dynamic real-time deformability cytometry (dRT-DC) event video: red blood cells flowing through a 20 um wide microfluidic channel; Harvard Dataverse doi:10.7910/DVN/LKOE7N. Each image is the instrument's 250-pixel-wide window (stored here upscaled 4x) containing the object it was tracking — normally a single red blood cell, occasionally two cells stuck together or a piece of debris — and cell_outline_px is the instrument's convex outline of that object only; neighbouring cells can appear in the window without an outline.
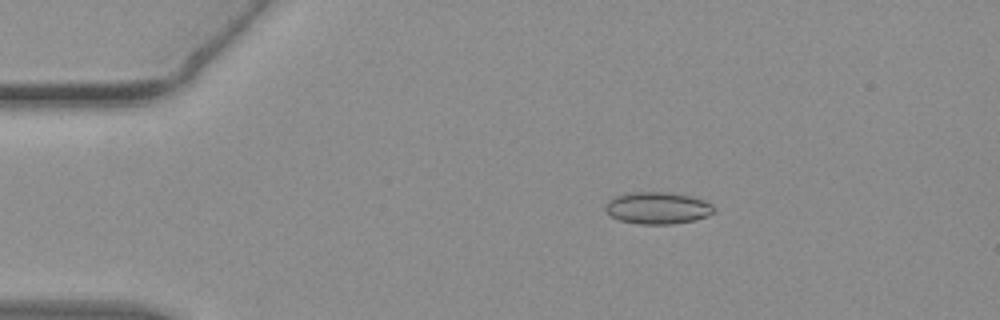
{"species": "common noctule bat (a hibernating species)", "species_latin": "Nyctalus noctula", "temperature_condition": "warm", "stored_images_in_passage": 54, "camera_frame_rate_fps": 3000, "um_per_image_px": 0.085, "animal": {"sex": "female", "body_mass_g": 19.3, "forearm_length_mm": 54.1}, "frame": {"image": 1, "passage_image": 10, "time_ms": 3.0, "image_size_px": [1000, 320], "cell_outline_px": [[716, 208], [708, 216], [696, 220], [672, 224], [636, 224], [620, 220], [612, 216], [604, 208], [608, 200], [616, 196], [628, 192], [672, 192], [692, 196], [704, 200], [712, 204]], "centroid_in_image_um": [55.92, 17.67], "position_along_channel_um": 29.1, "area_um2": 20.4}}
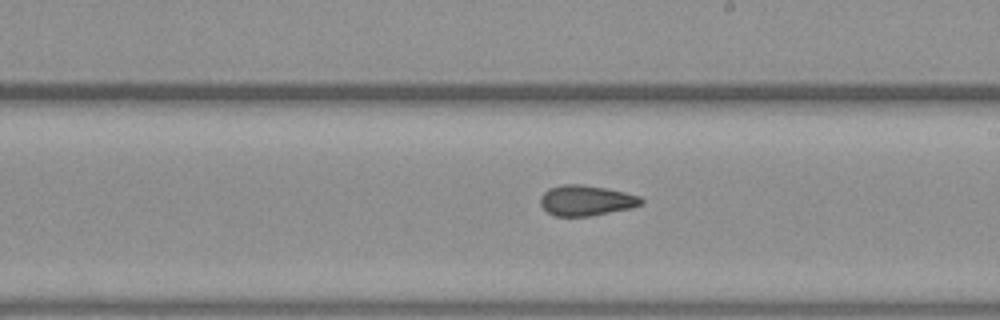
{"frame": {"image": 2, "passage_image": 31, "time_ms": 10.0, "image_size_px": [1000, 320], "cell_outline_px": [[644, 200], [640, 204], [632, 208], [588, 216], [556, 216], [548, 212], [540, 204], [540, 196], [548, 188], [564, 184], [584, 184], [624, 192], [640, 196]], "centroid_in_image_um": [49.8, 17.03], "position_along_channel_um": 239.2, "area_um2": 17.8}}
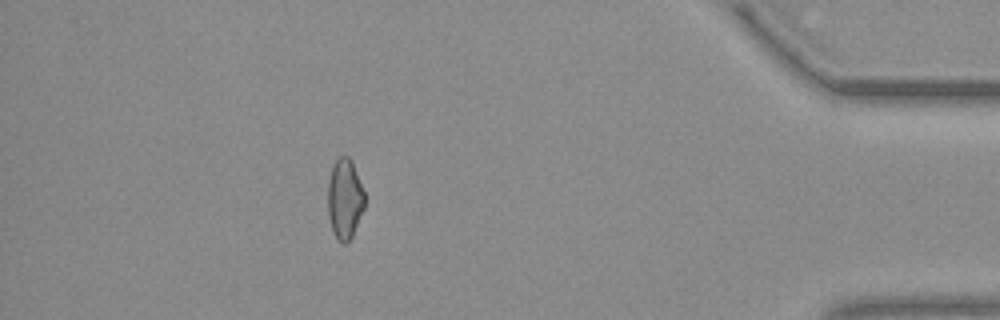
{"frame": {"image": 3, "passage_image": 48, "time_ms": 15.667, "image_size_px": [1000, 320], "cell_outline_px": [[364, 208], [352, 236], [344, 244], [336, 236], [332, 228], [328, 216], [328, 184], [332, 168], [336, 160], [340, 156], [348, 156], [352, 164], [364, 192]], "centroid_in_image_um": [29.29, 16.91], "position_along_channel_um": 405.9, "area_um2": 16.65}, "authors_computed_cell_mechanics": {"area_um2": 18.1492, "velocity_mm_per_s": 3.8372, "shape_relaxation_time_tau1_ms": null, "shape_relaxation_time_tau2_ms": 3.1086, "deformation_change_tau1": null, "deformation_change_tau2": 0.0927}}